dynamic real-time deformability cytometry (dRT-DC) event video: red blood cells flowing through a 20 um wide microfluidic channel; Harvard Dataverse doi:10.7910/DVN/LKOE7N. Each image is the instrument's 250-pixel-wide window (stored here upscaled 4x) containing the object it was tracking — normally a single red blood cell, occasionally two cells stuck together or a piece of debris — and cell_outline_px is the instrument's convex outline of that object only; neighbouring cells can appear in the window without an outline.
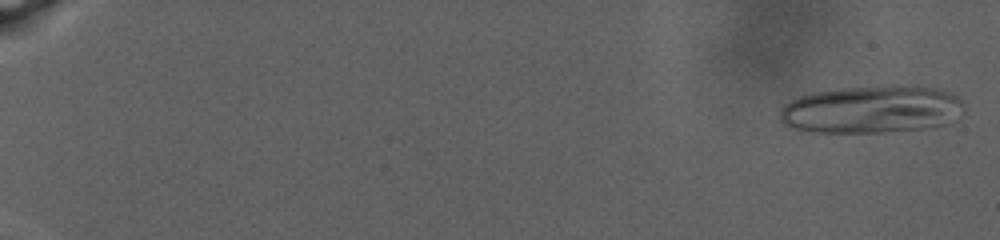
{"species": "human", "species_latin": "Homo sapiens", "temperature_condition": "warm", "stored_images_in_passage": 89, "camera_frame_rate_fps": 3000, "um_per_image_px": 0.085, "donor": {"sex": "male"}, "frame": {"image": 1, "passage_image": 2, "time_ms": 0.333, "image_size_px": [1000, 240], "cell_outline_px": [[964, 112], [944, 124], [920, 128], [884, 132], [812, 132], [792, 128], [784, 124], [780, 120], [780, 108], [784, 104], [800, 96], [816, 92], [844, 88], [932, 88], [952, 92], [960, 100], [964, 108]], "centroid_in_image_um": [74.03, 9.34], "position_along_channel_um": 11.0, "area_um2": 49.77}}
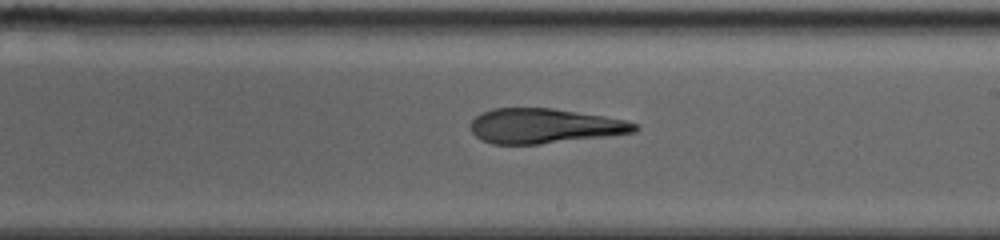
{"frame": {"image": 2, "passage_image": 57, "time_ms": 18.667, "image_size_px": [1000, 240], "cell_outline_px": [[640, 128], [636, 132], [608, 136], [540, 144], [492, 144], [480, 140], [472, 132], [472, 120], [480, 112], [492, 108], [552, 108], [604, 116], [624, 120], [636, 124]], "centroid_in_image_um": [46.26, 10.71], "position_along_channel_um": 242.7, "area_um2": 33.35}}
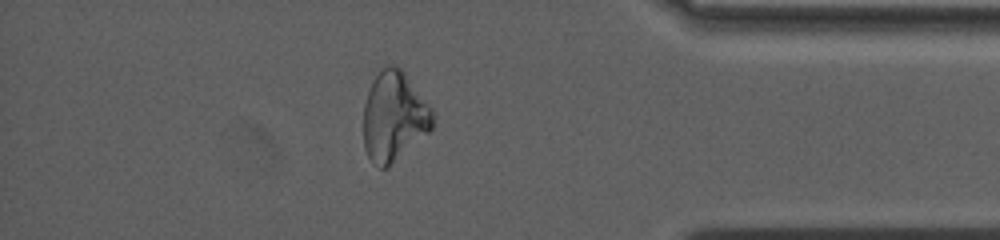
{"frame": {"image": 3, "passage_image": 79, "time_ms": 26.0, "image_size_px": [1000, 240], "cell_outline_px": [[432, 128], [428, 132], [388, 168], [380, 168], [372, 164], [364, 148], [364, 104], [372, 80], [380, 68], [388, 64], [396, 64], [404, 72], [432, 108]], "centroid_in_image_um": [33.46, 9.9], "position_along_channel_um": 401.7, "area_um2": 36.18}, "authors_computed_cell_mechanics": {"area_um2": 36.9342, "velocity_mm_per_s": 2.4333, "shape_relaxation_time_tau1_ms": null, "shape_relaxation_time_tau2_ms": 4.0426, "deformation_change_tau1": null, "deformation_change_tau2": 0.116}}